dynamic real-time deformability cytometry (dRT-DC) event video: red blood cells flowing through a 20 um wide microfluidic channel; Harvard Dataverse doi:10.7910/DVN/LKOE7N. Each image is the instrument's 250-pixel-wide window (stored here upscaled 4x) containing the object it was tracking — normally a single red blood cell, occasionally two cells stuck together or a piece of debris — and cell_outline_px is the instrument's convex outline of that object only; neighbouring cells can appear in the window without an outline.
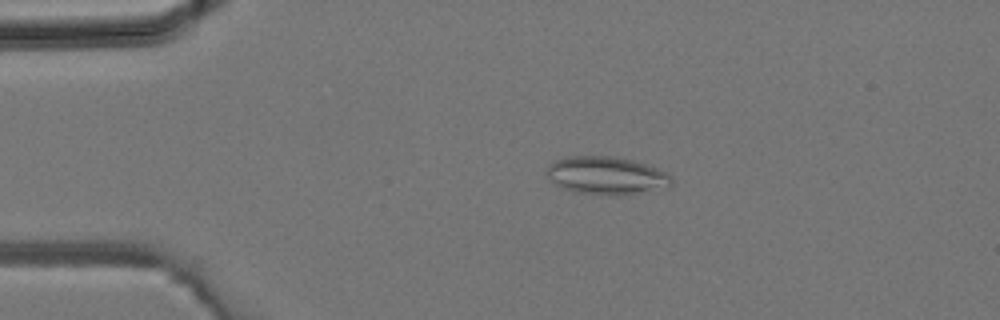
{"species": "common noctule bat (a hibernating species)", "species_latin": "Nyctalus noctula", "temperature_condition": "room temperature", "stored_images_in_passage": 2, "camera_frame_rate_fps": 3000, "um_per_image_px": 0.085, "animal": {"sex": "male", "body_mass_g": 19.2, "forearm_length_mm": 51.8}, "frame": {"image": 1, "passage_image": 2, "time_ms": 0.333, "image_size_px": [1000, 320], "cell_outline_px": [[672, 184], [668, 188], [620, 196], [616, 196], [576, 192], [564, 188], [556, 184], [548, 176], [548, 164], [556, 160], [568, 156], [612, 156], [632, 160], [656, 168], [664, 172], [672, 180]], "centroid_in_image_um": [51.56, 14.93], "position_along_channel_um": 33.4, "area_um2": 27.4}}